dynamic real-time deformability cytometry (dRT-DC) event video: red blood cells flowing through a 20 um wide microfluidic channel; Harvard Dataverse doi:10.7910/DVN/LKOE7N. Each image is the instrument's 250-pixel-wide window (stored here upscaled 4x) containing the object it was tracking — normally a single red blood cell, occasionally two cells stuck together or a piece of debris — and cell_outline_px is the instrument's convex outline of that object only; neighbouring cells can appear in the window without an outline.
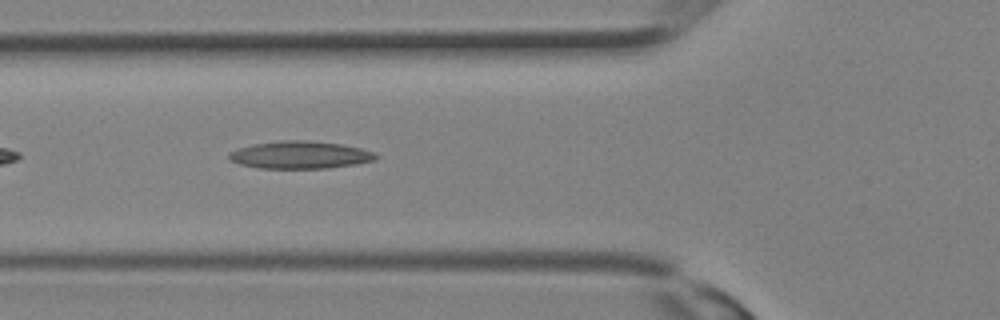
{"species": "Egyptian fruit bat (a non-hibernating species)", "species_latin": "Rousettus aegyptiacus", "temperature_condition": "room temperature", "stored_images_in_passage": 5, "camera_frame_rate_fps": 3000, "um_per_image_px": 0.085, "animal": {"sex": "female"}, "frame": {"image": 1, "passage_image": 5, "time_ms": 1.333, "image_size_px": [1000, 320], "cell_outline_px": [[380, 156], [376, 160], [356, 164], [328, 168], [260, 168], [240, 164], [232, 160], [228, 156], [228, 152], [236, 148], [252, 144], [280, 140], [308, 140], [340, 144], [360, 148], [376, 152]], "centroid_in_image_um": [25.53, 13.16], "position_along_channel_um": 100.3, "area_um2": 23.7}}